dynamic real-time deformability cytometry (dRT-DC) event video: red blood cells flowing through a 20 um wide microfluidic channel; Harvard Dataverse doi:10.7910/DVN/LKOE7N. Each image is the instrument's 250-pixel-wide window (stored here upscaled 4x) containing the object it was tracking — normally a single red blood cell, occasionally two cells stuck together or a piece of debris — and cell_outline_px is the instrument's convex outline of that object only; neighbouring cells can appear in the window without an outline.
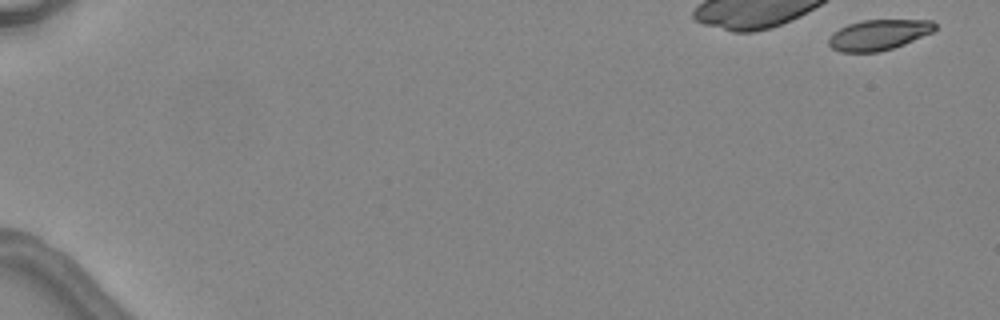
{"species": "common noctule bat (a hibernating species)", "species_latin": "Nyctalus noctula", "temperature_condition": "warm", "stored_images_in_passage": 5, "camera_frame_rate_fps": 3000, "um_per_image_px": 0.085, "animal": {"sex": "female", "body_mass_g": 24.6, "forearm_length_mm": 56.2}, "frame": {"image": 1, "passage_image": 1, "time_ms": 0.0, "image_size_px": [1000, 320], "cell_outline_px": [[936, 28], [932, 32], [904, 44], [880, 52], [840, 52], [832, 48], [828, 44], [828, 40], [832, 32], [848, 24], [860, 20], [932, 20], [936, 24]], "centroid_in_image_um": [74.66, 2.96], "position_along_channel_um": 10.3, "area_um2": 18.9}}